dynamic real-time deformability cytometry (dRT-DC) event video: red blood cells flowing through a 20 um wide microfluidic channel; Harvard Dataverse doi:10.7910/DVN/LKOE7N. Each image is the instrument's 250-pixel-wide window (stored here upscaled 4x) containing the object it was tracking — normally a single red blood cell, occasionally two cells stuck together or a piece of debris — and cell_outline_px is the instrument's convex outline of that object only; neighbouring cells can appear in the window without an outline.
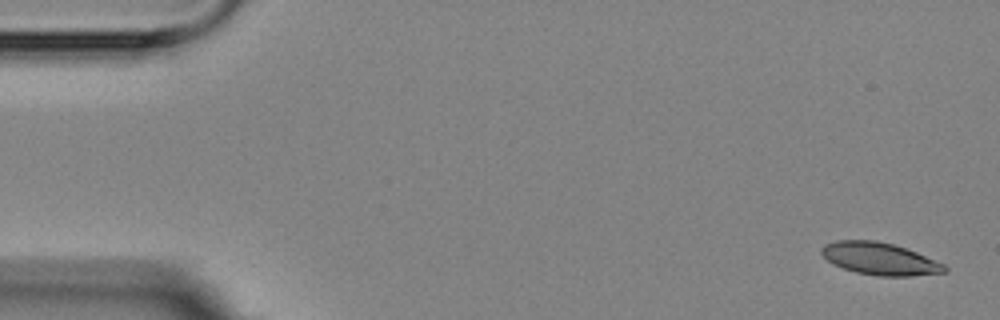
{"species": "Egyptian fruit bat (a non-hibernating species)", "species_latin": "Rousettus aegyptiacus", "temperature_condition": "room temperature", "stored_images_in_passage": 5, "camera_frame_rate_fps": 3000, "um_per_image_px": 0.085, "animal": {"sex": "female"}, "frame": {"image": 1, "passage_image": 1, "time_ms": 0.0, "image_size_px": [1000, 320], "cell_outline_px": [[948, 272], [912, 276], [880, 276], [856, 272], [832, 264], [820, 252], [820, 248], [824, 244], [836, 240], [876, 240], [892, 244], [916, 252], [944, 264], [948, 268]], "centroid_in_image_um": [74.77, 21.99], "position_along_channel_um": 10.2, "area_um2": 23.12}}